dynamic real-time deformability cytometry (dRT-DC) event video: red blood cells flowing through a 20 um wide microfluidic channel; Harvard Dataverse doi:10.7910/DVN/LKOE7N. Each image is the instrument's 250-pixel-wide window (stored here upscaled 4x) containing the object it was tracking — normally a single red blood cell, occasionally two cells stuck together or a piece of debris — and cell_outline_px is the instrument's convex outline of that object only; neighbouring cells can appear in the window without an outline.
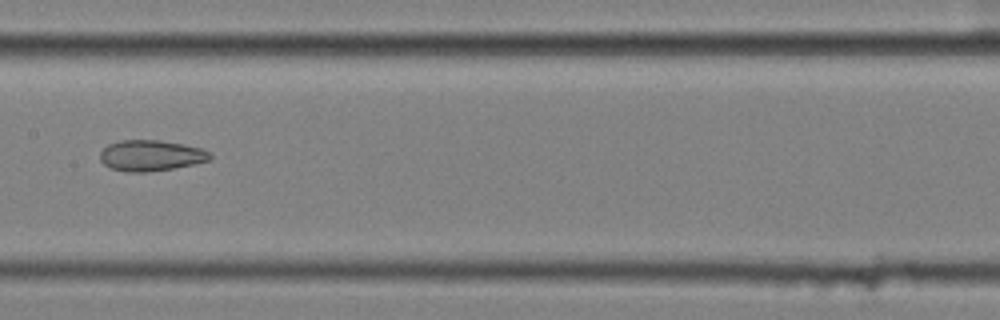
{"species": "common noctule bat (a hibernating species)", "species_latin": "Nyctalus noctula", "temperature_condition": "cold", "stored_images_in_passage": 9, "camera_frame_rate_fps": 3000, "um_per_image_px": 0.085, "animal": {"sex": "female", "body_mass_g": 25.1}, "frame": {"image": 1, "passage_image": 9, "time_ms": 2.667, "image_size_px": [1000, 320], "cell_outline_px": [[212, 160], [172, 168], [148, 172], [128, 172], [112, 168], [104, 164], [100, 160], [100, 152], [108, 144], [120, 140], [160, 140], [184, 144], [200, 148], [212, 152]], "centroid_in_image_um": [12.85, 13.21], "position_along_channel_um": 194.6, "area_um2": 19.83}}